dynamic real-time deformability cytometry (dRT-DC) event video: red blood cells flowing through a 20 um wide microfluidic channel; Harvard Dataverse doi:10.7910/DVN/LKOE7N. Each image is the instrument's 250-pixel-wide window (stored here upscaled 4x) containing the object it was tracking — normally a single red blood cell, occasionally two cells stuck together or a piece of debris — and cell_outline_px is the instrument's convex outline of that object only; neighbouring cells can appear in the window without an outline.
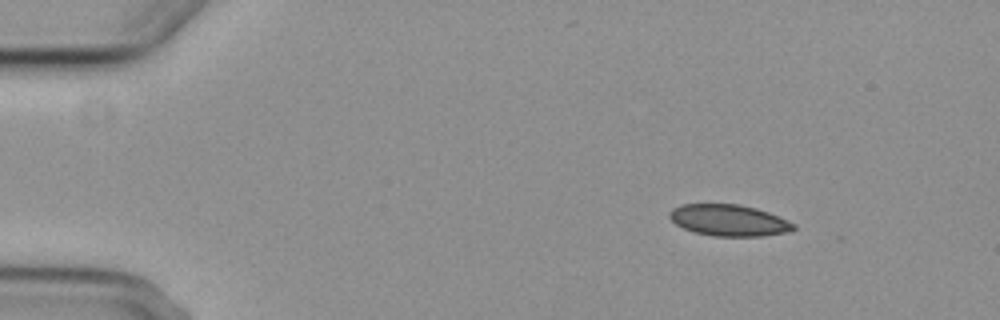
{"species": "common noctule bat (a hibernating species)", "species_latin": "Nyctalus noctula", "temperature_condition": "cold", "stored_images_in_passage": 8, "camera_frame_rate_fps": 3000, "um_per_image_px": 0.085, "animal": {"sex": "female", "body_mass_g": 29.2, "forearm_length_mm": 56.3}, "frame": {"image": 1, "passage_image": 1, "time_ms": 0.0, "image_size_px": [1000, 320], "cell_outline_px": [[796, 228], [788, 232], [764, 236], [712, 236], [692, 232], [676, 224], [668, 216], [668, 212], [672, 208], [680, 204], [740, 204], [756, 208], [768, 212], [788, 220], [796, 224]], "centroid_in_image_um": [61.95, 18.72], "position_along_channel_um": 23.1, "area_um2": 22.95}}
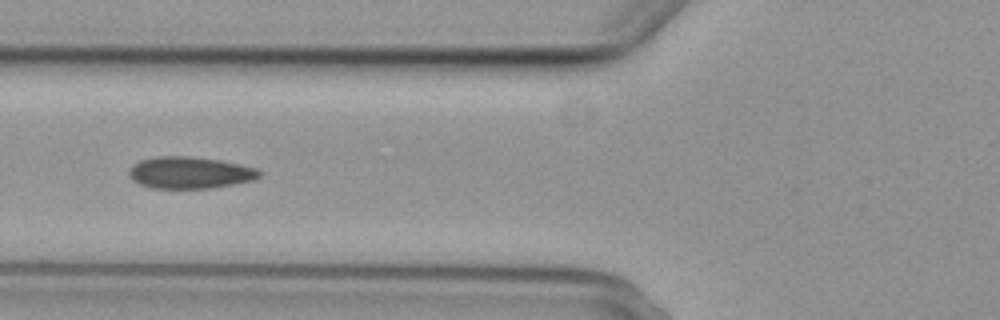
{"frame": {"image": 2, "passage_image": 5, "time_ms": 4.667, "image_size_px": [1000, 320], "cell_outline_px": [[260, 176], [252, 180], [212, 188], [152, 188], [140, 184], [132, 180], [128, 172], [132, 164], [140, 160], [156, 156], [192, 156], [220, 160], [240, 164], [256, 168], [260, 172]], "centroid_in_image_um": [16.1, 14.66], "position_along_channel_um": 109.7, "area_um2": 24.16}}
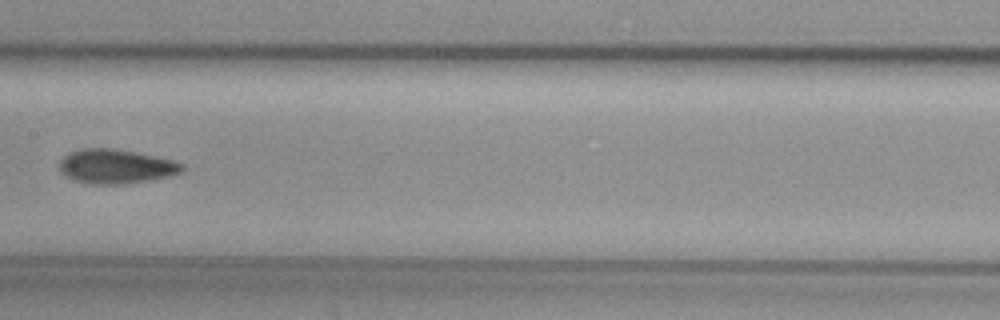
{"frame": {"image": 3, "passage_image": 7, "time_ms": 7.0, "image_size_px": [1000, 320], "cell_outline_px": [[184, 168], [180, 172], [168, 176], [128, 184], [88, 184], [72, 180], [64, 176], [60, 172], [60, 160], [68, 152], [84, 148], [112, 148], [156, 156], [176, 160], [184, 164]], "centroid_in_image_um": [9.82, 14.15], "position_along_channel_um": 197.6, "area_um2": 24.74}}